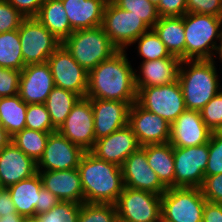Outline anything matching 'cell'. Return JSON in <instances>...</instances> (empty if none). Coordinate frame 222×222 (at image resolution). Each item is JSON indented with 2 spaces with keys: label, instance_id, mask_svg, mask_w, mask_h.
<instances>
[{
  "label": "cell",
  "instance_id": "cell-1",
  "mask_svg": "<svg viewBox=\"0 0 222 222\" xmlns=\"http://www.w3.org/2000/svg\"><path fill=\"white\" fill-rule=\"evenodd\" d=\"M126 50H118L89 72L86 96L89 99L137 102L135 70Z\"/></svg>",
  "mask_w": 222,
  "mask_h": 222
},
{
  "label": "cell",
  "instance_id": "cell-2",
  "mask_svg": "<svg viewBox=\"0 0 222 222\" xmlns=\"http://www.w3.org/2000/svg\"><path fill=\"white\" fill-rule=\"evenodd\" d=\"M84 203L115 204L124 188L122 168L85 152L78 165Z\"/></svg>",
  "mask_w": 222,
  "mask_h": 222
},
{
  "label": "cell",
  "instance_id": "cell-3",
  "mask_svg": "<svg viewBox=\"0 0 222 222\" xmlns=\"http://www.w3.org/2000/svg\"><path fill=\"white\" fill-rule=\"evenodd\" d=\"M178 81L187 110L201 111L222 89L214 59L183 60Z\"/></svg>",
  "mask_w": 222,
  "mask_h": 222
},
{
  "label": "cell",
  "instance_id": "cell-4",
  "mask_svg": "<svg viewBox=\"0 0 222 222\" xmlns=\"http://www.w3.org/2000/svg\"><path fill=\"white\" fill-rule=\"evenodd\" d=\"M183 22L185 60L213 59L216 42L220 38L222 17L187 12L183 15Z\"/></svg>",
  "mask_w": 222,
  "mask_h": 222
},
{
  "label": "cell",
  "instance_id": "cell-5",
  "mask_svg": "<svg viewBox=\"0 0 222 222\" xmlns=\"http://www.w3.org/2000/svg\"><path fill=\"white\" fill-rule=\"evenodd\" d=\"M62 45L88 73L118 51L101 26L76 30Z\"/></svg>",
  "mask_w": 222,
  "mask_h": 222
},
{
  "label": "cell",
  "instance_id": "cell-6",
  "mask_svg": "<svg viewBox=\"0 0 222 222\" xmlns=\"http://www.w3.org/2000/svg\"><path fill=\"white\" fill-rule=\"evenodd\" d=\"M206 201L200 188H167L161 196V222H202Z\"/></svg>",
  "mask_w": 222,
  "mask_h": 222
},
{
  "label": "cell",
  "instance_id": "cell-7",
  "mask_svg": "<svg viewBox=\"0 0 222 222\" xmlns=\"http://www.w3.org/2000/svg\"><path fill=\"white\" fill-rule=\"evenodd\" d=\"M137 103L145 110L159 115L170 125L186 110L179 81L167 85L141 88Z\"/></svg>",
  "mask_w": 222,
  "mask_h": 222
},
{
  "label": "cell",
  "instance_id": "cell-8",
  "mask_svg": "<svg viewBox=\"0 0 222 222\" xmlns=\"http://www.w3.org/2000/svg\"><path fill=\"white\" fill-rule=\"evenodd\" d=\"M101 27L118 50H128L127 47L134 45L136 39L150 30L140 17L121 9L113 2L105 6Z\"/></svg>",
  "mask_w": 222,
  "mask_h": 222
},
{
  "label": "cell",
  "instance_id": "cell-9",
  "mask_svg": "<svg viewBox=\"0 0 222 222\" xmlns=\"http://www.w3.org/2000/svg\"><path fill=\"white\" fill-rule=\"evenodd\" d=\"M18 34L25 66L47 62L62 44L36 17L25 18Z\"/></svg>",
  "mask_w": 222,
  "mask_h": 222
},
{
  "label": "cell",
  "instance_id": "cell-10",
  "mask_svg": "<svg viewBox=\"0 0 222 222\" xmlns=\"http://www.w3.org/2000/svg\"><path fill=\"white\" fill-rule=\"evenodd\" d=\"M161 196L124 187L115 203L117 216L129 222H161Z\"/></svg>",
  "mask_w": 222,
  "mask_h": 222
},
{
  "label": "cell",
  "instance_id": "cell-11",
  "mask_svg": "<svg viewBox=\"0 0 222 222\" xmlns=\"http://www.w3.org/2000/svg\"><path fill=\"white\" fill-rule=\"evenodd\" d=\"M209 143L191 147H173L174 187L200 188L207 168Z\"/></svg>",
  "mask_w": 222,
  "mask_h": 222
},
{
  "label": "cell",
  "instance_id": "cell-12",
  "mask_svg": "<svg viewBox=\"0 0 222 222\" xmlns=\"http://www.w3.org/2000/svg\"><path fill=\"white\" fill-rule=\"evenodd\" d=\"M54 85L72 91L81 98L86 96L89 73L80 66L61 44L48 58Z\"/></svg>",
  "mask_w": 222,
  "mask_h": 222
},
{
  "label": "cell",
  "instance_id": "cell-13",
  "mask_svg": "<svg viewBox=\"0 0 222 222\" xmlns=\"http://www.w3.org/2000/svg\"><path fill=\"white\" fill-rule=\"evenodd\" d=\"M57 131L85 152L90 151L96 142L91 100L80 98Z\"/></svg>",
  "mask_w": 222,
  "mask_h": 222
},
{
  "label": "cell",
  "instance_id": "cell-14",
  "mask_svg": "<svg viewBox=\"0 0 222 222\" xmlns=\"http://www.w3.org/2000/svg\"><path fill=\"white\" fill-rule=\"evenodd\" d=\"M85 151L70 142L58 131L49 134L43 155L37 162V170L57 171L78 168Z\"/></svg>",
  "mask_w": 222,
  "mask_h": 222
},
{
  "label": "cell",
  "instance_id": "cell-15",
  "mask_svg": "<svg viewBox=\"0 0 222 222\" xmlns=\"http://www.w3.org/2000/svg\"><path fill=\"white\" fill-rule=\"evenodd\" d=\"M128 125L141 147L167 143L170 140L171 125L159 115L145 110L137 102L130 107Z\"/></svg>",
  "mask_w": 222,
  "mask_h": 222
},
{
  "label": "cell",
  "instance_id": "cell-16",
  "mask_svg": "<svg viewBox=\"0 0 222 222\" xmlns=\"http://www.w3.org/2000/svg\"><path fill=\"white\" fill-rule=\"evenodd\" d=\"M124 187L139 189L162 195L167 188L149 166L146 151L140 147L131 153L122 165Z\"/></svg>",
  "mask_w": 222,
  "mask_h": 222
},
{
  "label": "cell",
  "instance_id": "cell-17",
  "mask_svg": "<svg viewBox=\"0 0 222 222\" xmlns=\"http://www.w3.org/2000/svg\"><path fill=\"white\" fill-rule=\"evenodd\" d=\"M141 146L129 125L96 140L89 151L96 158L122 167L127 157Z\"/></svg>",
  "mask_w": 222,
  "mask_h": 222
},
{
  "label": "cell",
  "instance_id": "cell-18",
  "mask_svg": "<svg viewBox=\"0 0 222 222\" xmlns=\"http://www.w3.org/2000/svg\"><path fill=\"white\" fill-rule=\"evenodd\" d=\"M54 87L47 62L26 65L21 71L18 94L26 104H44Z\"/></svg>",
  "mask_w": 222,
  "mask_h": 222
},
{
  "label": "cell",
  "instance_id": "cell-19",
  "mask_svg": "<svg viewBox=\"0 0 222 222\" xmlns=\"http://www.w3.org/2000/svg\"><path fill=\"white\" fill-rule=\"evenodd\" d=\"M211 134L200 111L186 109L171 124L169 143L173 147L200 146L209 142Z\"/></svg>",
  "mask_w": 222,
  "mask_h": 222
},
{
  "label": "cell",
  "instance_id": "cell-20",
  "mask_svg": "<svg viewBox=\"0 0 222 222\" xmlns=\"http://www.w3.org/2000/svg\"><path fill=\"white\" fill-rule=\"evenodd\" d=\"M90 100L94 116L95 140L107 137L128 125L129 110L133 103L105 99Z\"/></svg>",
  "mask_w": 222,
  "mask_h": 222
},
{
  "label": "cell",
  "instance_id": "cell-21",
  "mask_svg": "<svg viewBox=\"0 0 222 222\" xmlns=\"http://www.w3.org/2000/svg\"><path fill=\"white\" fill-rule=\"evenodd\" d=\"M37 163L12 141L0 151V183L7 188L37 174Z\"/></svg>",
  "mask_w": 222,
  "mask_h": 222
},
{
  "label": "cell",
  "instance_id": "cell-22",
  "mask_svg": "<svg viewBox=\"0 0 222 222\" xmlns=\"http://www.w3.org/2000/svg\"><path fill=\"white\" fill-rule=\"evenodd\" d=\"M37 171L41 177L43 187L57 196L61 201L84 203V193L78 168Z\"/></svg>",
  "mask_w": 222,
  "mask_h": 222
},
{
  "label": "cell",
  "instance_id": "cell-23",
  "mask_svg": "<svg viewBox=\"0 0 222 222\" xmlns=\"http://www.w3.org/2000/svg\"><path fill=\"white\" fill-rule=\"evenodd\" d=\"M182 60L176 56L140 63V71L135 69V87L137 92L141 88L167 85L178 80Z\"/></svg>",
  "mask_w": 222,
  "mask_h": 222
},
{
  "label": "cell",
  "instance_id": "cell-24",
  "mask_svg": "<svg viewBox=\"0 0 222 222\" xmlns=\"http://www.w3.org/2000/svg\"><path fill=\"white\" fill-rule=\"evenodd\" d=\"M73 31L91 29L102 24L104 0H61Z\"/></svg>",
  "mask_w": 222,
  "mask_h": 222
},
{
  "label": "cell",
  "instance_id": "cell-25",
  "mask_svg": "<svg viewBox=\"0 0 222 222\" xmlns=\"http://www.w3.org/2000/svg\"><path fill=\"white\" fill-rule=\"evenodd\" d=\"M172 56L185 60L183 16L159 17L152 28Z\"/></svg>",
  "mask_w": 222,
  "mask_h": 222
},
{
  "label": "cell",
  "instance_id": "cell-26",
  "mask_svg": "<svg viewBox=\"0 0 222 222\" xmlns=\"http://www.w3.org/2000/svg\"><path fill=\"white\" fill-rule=\"evenodd\" d=\"M146 151L149 166L155 171L166 188L174 187L175 168L173 146L167 143L142 146Z\"/></svg>",
  "mask_w": 222,
  "mask_h": 222
},
{
  "label": "cell",
  "instance_id": "cell-27",
  "mask_svg": "<svg viewBox=\"0 0 222 222\" xmlns=\"http://www.w3.org/2000/svg\"><path fill=\"white\" fill-rule=\"evenodd\" d=\"M43 186L39 173L7 187L16 211L22 217L35 216L39 202V190Z\"/></svg>",
  "mask_w": 222,
  "mask_h": 222
},
{
  "label": "cell",
  "instance_id": "cell-28",
  "mask_svg": "<svg viewBox=\"0 0 222 222\" xmlns=\"http://www.w3.org/2000/svg\"><path fill=\"white\" fill-rule=\"evenodd\" d=\"M36 18L61 42L74 32L61 0H45Z\"/></svg>",
  "mask_w": 222,
  "mask_h": 222
},
{
  "label": "cell",
  "instance_id": "cell-29",
  "mask_svg": "<svg viewBox=\"0 0 222 222\" xmlns=\"http://www.w3.org/2000/svg\"><path fill=\"white\" fill-rule=\"evenodd\" d=\"M27 107L19 94L0 97V124L11 137L26 128Z\"/></svg>",
  "mask_w": 222,
  "mask_h": 222
},
{
  "label": "cell",
  "instance_id": "cell-30",
  "mask_svg": "<svg viewBox=\"0 0 222 222\" xmlns=\"http://www.w3.org/2000/svg\"><path fill=\"white\" fill-rule=\"evenodd\" d=\"M81 97L72 91L54 87L45 101L53 127L58 130Z\"/></svg>",
  "mask_w": 222,
  "mask_h": 222
},
{
  "label": "cell",
  "instance_id": "cell-31",
  "mask_svg": "<svg viewBox=\"0 0 222 222\" xmlns=\"http://www.w3.org/2000/svg\"><path fill=\"white\" fill-rule=\"evenodd\" d=\"M0 67L18 71L25 67L18 29L0 33Z\"/></svg>",
  "mask_w": 222,
  "mask_h": 222
},
{
  "label": "cell",
  "instance_id": "cell-32",
  "mask_svg": "<svg viewBox=\"0 0 222 222\" xmlns=\"http://www.w3.org/2000/svg\"><path fill=\"white\" fill-rule=\"evenodd\" d=\"M50 133L25 128L12 136L11 141L37 163L43 155Z\"/></svg>",
  "mask_w": 222,
  "mask_h": 222
},
{
  "label": "cell",
  "instance_id": "cell-33",
  "mask_svg": "<svg viewBox=\"0 0 222 222\" xmlns=\"http://www.w3.org/2000/svg\"><path fill=\"white\" fill-rule=\"evenodd\" d=\"M136 42L138 45L136 48H138V54L142 57V62L169 58L171 56L153 29L143 33L134 41L135 44Z\"/></svg>",
  "mask_w": 222,
  "mask_h": 222
},
{
  "label": "cell",
  "instance_id": "cell-34",
  "mask_svg": "<svg viewBox=\"0 0 222 222\" xmlns=\"http://www.w3.org/2000/svg\"><path fill=\"white\" fill-rule=\"evenodd\" d=\"M116 218L115 204L82 203L78 222H114Z\"/></svg>",
  "mask_w": 222,
  "mask_h": 222
},
{
  "label": "cell",
  "instance_id": "cell-35",
  "mask_svg": "<svg viewBox=\"0 0 222 222\" xmlns=\"http://www.w3.org/2000/svg\"><path fill=\"white\" fill-rule=\"evenodd\" d=\"M113 3L123 10L140 17L152 29L159 20L157 7L149 0H113Z\"/></svg>",
  "mask_w": 222,
  "mask_h": 222
},
{
  "label": "cell",
  "instance_id": "cell-36",
  "mask_svg": "<svg viewBox=\"0 0 222 222\" xmlns=\"http://www.w3.org/2000/svg\"><path fill=\"white\" fill-rule=\"evenodd\" d=\"M81 204L60 201L48 212L37 215L40 222H78Z\"/></svg>",
  "mask_w": 222,
  "mask_h": 222
},
{
  "label": "cell",
  "instance_id": "cell-37",
  "mask_svg": "<svg viewBox=\"0 0 222 222\" xmlns=\"http://www.w3.org/2000/svg\"><path fill=\"white\" fill-rule=\"evenodd\" d=\"M26 128L42 132L57 131L51 123L45 104H28L26 110Z\"/></svg>",
  "mask_w": 222,
  "mask_h": 222
},
{
  "label": "cell",
  "instance_id": "cell-38",
  "mask_svg": "<svg viewBox=\"0 0 222 222\" xmlns=\"http://www.w3.org/2000/svg\"><path fill=\"white\" fill-rule=\"evenodd\" d=\"M200 114L212 132L222 128V90L201 109Z\"/></svg>",
  "mask_w": 222,
  "mask_h": 222
},
{
  "label": "cell",
  "instance_id": "cell-39",
  "mask_svg": "<svg viewBox=\"0 0 222 222\" xmlns=\"http://www.w3.org/2000/svg\"><path fill=\"white\" fill-rule=\"evenodd\" d=\"M209 156L205 176L222 173V135L218 131L211 134L209 140Z\"/></svg>",
  "mask_w": 222,
  "mask_h": 222
},
{
  "label": "cell",
  "instance_id": "cell-40",
  "mask_svg": "<svg viewBox=\"0 0 222 222\" xmlns=\"http://www.w3.org/2000/svg\"><path fill=\"white\" fill-rule=\"evenodd\" d=\"M25 18L6 0H0V33L17 30Z\"/></svg>",
  "mask_w": 222,
  "mask_h": 222
},
{
  "label": "cell",
  "instance_id": "cell-41",
  "mask_svg": "<svg viewBox=\"0 0 222 222\" xmlns=\"http://www.w3.org/2000/svg\"><path fill=\"white\" fill-rule=\"evenodd\" d=\"M21 71L0 67V97L14 96L19 93Z\"/></svg>",
  "mask_w": 222,
  "mask_h": 222
},
{
  "label": "cell",
  "instance_id": "cell-42",
  "mask_svg": "<svg viewBox=\"0 0 222 222\" xmlns=\"http://www.w3.org/2000/svg\"><path fill=\"white\" fill-rule=\"evenodd\" d=\"M200 189L208 202L222 204V173L205 176Z\"/></svg>",
  "mask_w": 222,
  "mask_h": 222
},
{
  "label": "cell",
  "instance_id": "cell-43",
  "mask_svg": "<svg viewBox=\"0 0 222 222\" xmlns=\"http://www.w3.org/2000/svg\"><path fill=\"white\" fill-rule=\"evenodd\" d=\"M187 12L222 17V0H187Z\"/></svg>",
  "mask_w": 222,
  "mask_h": 222
},
{
  "label": "cell",
  "instance_id": "cell-44",
  "mask_svg": "<svg viewBox=\"0 0 222 222\" xmlns=\"http://www.w3.org/2000/svg\"><path fill=\"white\" fill-rule=\"evenodd\" d=\"M157 11L160 17L183 16L187 13V0H161Z\"/></svg>",
  "mask_w": 222,
  "mask_h": 222
},
{
  "label": "cell",
  "instance_id": "cell-45",
  "mask_svg": "<svg viewBox=\"0 0 222 222\" xmlns=\"http://www.w3.org/2000/svg\"><path fill=\"white\" fill-rule=\"evenodd\" d=\"M24 17H36L45 0H6Z\"/></svg>",
  "mask_w": 222,
  "mask_h": 222
},
{
  "label": "cell",
  "instance_id": "cell-46",
  "mask_svg": "<svg viewBox=\"0 0 222 222\" xmlns=\"http://www.w3.org/2000/svg\"><path fill=\"white\" fill-rule=\"evenodd\" d=\"M60 201L57 196L42 186L39 190V202L35 207V216L48 212Z\"/></svg>",
  "mask_w": 222,
  "mask_h": 222
},
{
  "label": "cell",
  "instance_id": "cell-47",
  "mask_svg": "<svg viewBox=\"0 0 222 222\" xmlns=\"http://www.w3.org/2000/svg\"><path fill=\"white\" fill-rule=\"evenodd\" d=\"M202 222H222V204L206 201Z\"/></svg>",
  "mask_w": 222,
  "mask_h": 222
},
{
  "label": "cell",
  "instance_id": "cell-48",
  "mask_svg": "<svg viewBox=\"0 0 222 222\" xmlns=\"http://www.w3.org/2000/svg\"><path fill=\"white\" fill-rule=\"evenodd\" d=\"M17 213L16 207L12 201L11 195L7 188L0 189V216Z\"/></svg>",
  "mask_w": 222,
  "mask_h": 222
},
{
  "label": "cell",
  "instance_id": "cell-49",
  "mask_svg": "<svg viewBox=\"0 0 222 222\" xmlns=\"http://www.w3.org/2000/svg\"><path fill=\"white\" fill-rule=\"evenodd\" d=\"M11 136L6 129L0 124V151L11 142Z\"/></svg>",
  "mask_w": 222,
  "mask_h": 222
},
{
  "label": "cell",
  "instance_id": "cell-50",
  "mask_svg": "<svg viewBox=\"0 0 222 222\" xmlns=\"http://www.w3.org/2000/svg\"><path fill=\"white\" fill-rule=\"evenodd\" d=\"M23 217L18 213H10L9 215L1 216L0 222H21Z\"/></svg>",
  "mask_w": 222,
  "mask_h": 222
},
{
  "label": "cell",
  "instance_id": "cell-51",
  "mask_svg": "<svg viewBox=\"0 0 222 222\" xmlns=\"http://www.w3.org/2000/svg\"><path fill=\"white\" fill-rule=\"evenodd\" d=\"M219 44H217V48H216V50H215V53H214V56H213V59H214V57L215 58H217V56H218V58H219V60L221 59V62H222V28H221V32H220V38H219ZM218 54V55H217Z\"/></svg>",
  "mask_w": 222,
  "mask_h": 222
},
{
  "label": "cell",
  "instance_id": "cell-52",
  "mask_svg": "<svg viewBox=\"0 0 222 222\" xmlns=\"http://www.w3.org/2000/svg\"><path fill=\"white\" fill-rule=\"evenodd\" d=\"M21 222H40L39 217L36 216H28V217H23Z\"/></svg>",
  "mask_w": 222,
  "mask_h": 222
},
{
  "label": "cell",
  "instance_id": "cell-53",
  "mask_svg": "<svg viewBox=\"0 0 222 222\" xmlns=\"http://www.w3.org/2000/svg\"><path fill=\"white\" fill-rule=\"evenodd\" d=\"M154 6L158 7L161 0H149Z\"/></svg>",
  "mask_w": 222,
  "mask_h": 222
},
{
  "label": "cell",
  "instance_id": "cell-54",
  "mask_svg": "<svg viewBox=\"0 0 222 222\" xmlns=\"http://www.w3.org/2000/svg\"><path fill=\"white\" fill-rule=\"evenodd\" d=\"M114 222H129V221L123 220L117 216Z\"/></svg>",
  "mask_w": 222,
  "mask_h": 222
},
{
  "label": "cell",
  "instance_id": "cell-55",
  "mask_svg": "<svg viewBox=\"0 0 222 222\" xmlns=\"http://www.w3.org/2000/svg\"><path fill=\"white\" fill-rule=\"evenodd\" d=\"M106 3L113 2V0H104Z\"/></svg>",
  "mask_w": 222,
  "mask_h": 222
},
{
  "label": "cell",
  "instance_id": "cell-56",
  "mask_svg": "<svg viewBox=\"0 0 222 222\" xmlns=\"http://www.w3.org/2000/svg\"><path fill=\"white\" fill-rule=\"evenodd\" d=\"M218 132L222 135V128Z\"/></svg>",
  "mask_w": 222,
  "mask_h": 222
}]
</instances>
